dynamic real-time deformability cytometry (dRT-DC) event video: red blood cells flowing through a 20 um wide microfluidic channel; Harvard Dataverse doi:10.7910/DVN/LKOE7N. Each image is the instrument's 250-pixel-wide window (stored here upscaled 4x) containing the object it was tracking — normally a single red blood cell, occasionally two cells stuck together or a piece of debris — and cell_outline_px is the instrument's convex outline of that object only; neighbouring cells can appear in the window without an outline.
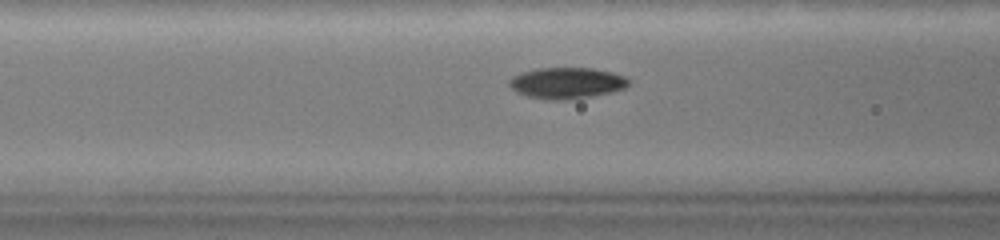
{"species": "common noctule bat (a hibernating species)", "species_latin": "Nyctalus noctula", "temperature_condition": "warm", "stored_images_in_passage": 60, "camera_frame_rate_fps": 3000, "um_per_image_px": 0.085, "animal": {"sex": "female", "body_mass_g": 19.0, "forearm_length_mm": 51.5}, "frame": {"image": 1, "passage_image": 23, "time_ms": 7.333, "image_size_px": [1000, 240], "cell_outline_px": [[632, 80], [624, 88], [612, 92], [592, 96], [568, 100], [552, 100], [528, 96], [516, 92], [508, 84], [508, 80], [512, 76], [520, 72], [536, 68], [592, 68], [612, 72], [624, 76]], "centroid_in_image_um": [48.16, 7.05], "position_along_channel_um": 118.4, "area_um2": 21.85}}
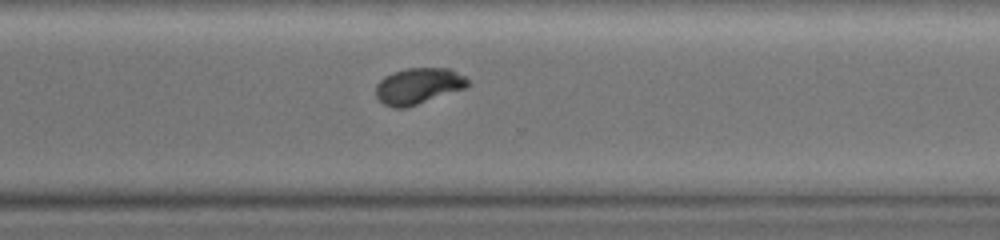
{"frame": {"image": 2, "passage_image": 46, "time_ms": 15.0, "image_size_px": [1000, 240], "cell_outline_px": [[472, 84], [468, 88], [408, 108], [396, 108], [384, 104], [376, 96], [376, 84], [384, 76], [392, 72], [408, 68], [448, 68], [464, 76]], "centroid_in_image_um": [35.59, 7.32], "position_along_channel_um": 335.0, "area_um2": 19.71}}
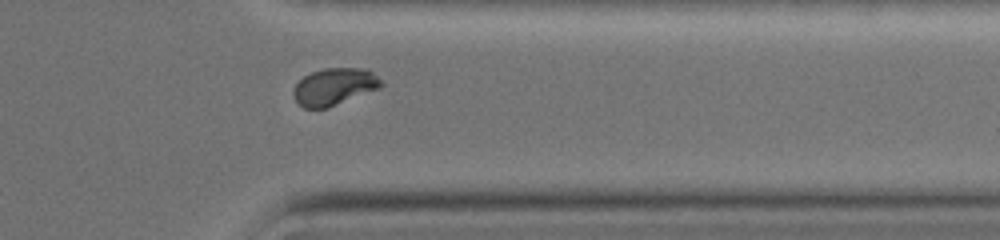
{"frame": {"image": 3, "passage_image": 51, "time_ms": 16.667, "image_size_px": [1000, 240], "cell_outline_px": [[384, 84], [380, 88], [328, 108], [304, 108], [292, 96], [292, 88], [304, 76], [312, 72], [324, 68], [368, 68]], "centroid_in_image_um": [28.41, 7.36], "position_along_channel_um": 383.0, "area_um2": 19.02}, "authors_computed_cell_mechanics": {"area_um2": 19.9121, "velocity_mm_per_s": 2.8311, "shape_relaxation_time_tau1_ms": 6.6912, "shape_relaxation_time_tau2_ms": 2.0846, "deformation_change_tau1": 0.1973, "deformation_change_tau2": 0.024}}